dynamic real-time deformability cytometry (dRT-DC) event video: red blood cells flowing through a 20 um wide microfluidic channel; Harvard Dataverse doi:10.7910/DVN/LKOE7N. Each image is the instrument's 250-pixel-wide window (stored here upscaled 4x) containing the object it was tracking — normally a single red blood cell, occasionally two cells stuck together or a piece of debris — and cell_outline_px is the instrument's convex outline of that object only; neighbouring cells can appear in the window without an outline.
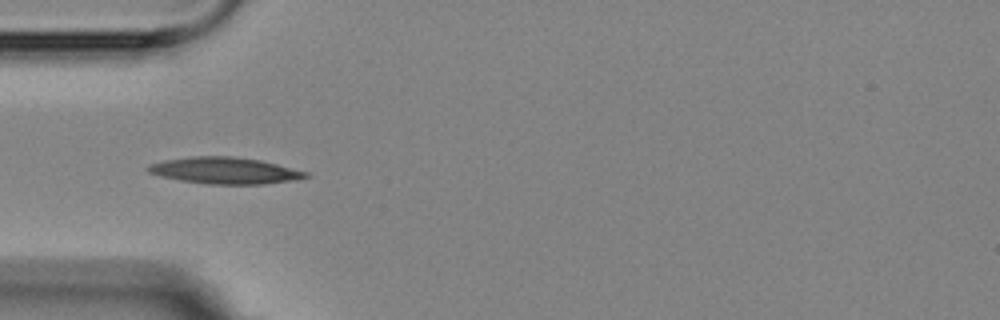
{"species": "Egyptian fruit bat (a non-hibernating species)", "species_latin": "Rousettus aegyptiacus", "temperature_condition": "room temperature", "stored_images_in_passage": 15, "camera_frame_rate_fps": 3000, "um_per_image_px": 0.085, "animal": {"sex": "female"}, "frame": {"image": 1, "passage_image": 4, "time_ms": 3.333, "image_size_px": [1000, 320], "cell_outline_px": [[308, 176], [292, 180], [264, 184], [208, 184], [180, 180], [160, 176], [148, 172], [144, 168], [148, 164], [164, 160], [192, 156], [232, 156], [260, 160], [308, 172]], "centroid_in_image_um": [19.04, 14.49], "position_along_channel_um": 66.0, "area_um2": 24.28}}
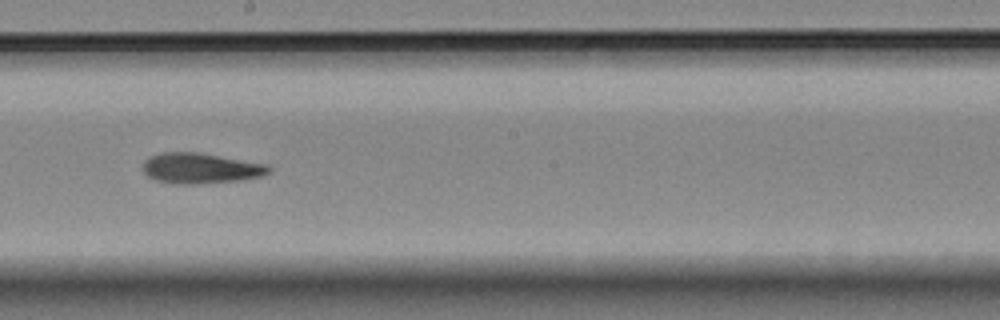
{"frame": {"image": 2, "passage_image": 8, "time_ms": 8.0, "image_size_px": [1000, 320], "cell_outline_px": [[272, 168], [268, 172], [260, 176], [240, 180], [192, 184], [176, 184], [156, 180], [148, 176], [140, 168], [144, 160], [148, 156], [160, 152], [200, 152], [268, 164]], "centroid_in_image_um": [17.0, 14.28], "position_along_channel_um": 231.2, "area_um2": 22.6}}
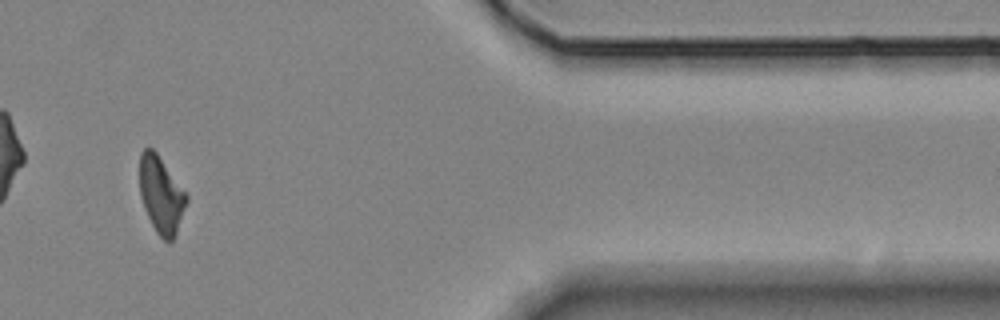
{"frame": {"image": 3, "passage_image": 13, "time_ms": 13.667, "image_size_px": [1000, 320], "cell_outline_px": [[188, 200], [176, 236], [168, 244], [156, 232], [144, 208], [140, 196], [140, 152], [148, 144], [156, 152], [188, 196]], "centroid_in_image_um": [13.69, 16.57], "position_along_channel_um": 397.7, "area_um2": 20.98}, "authors_computed_cell_mechanics": {"area_um2": 21.5016, "velocity_mm_per_s": 3.5321, "shape_relaxation_time_tau1_ms": 6.8085, "shape_relaxation_time_tau2_ms": 3.7776, "deformation_change_tau1": 0.1367, "deformation_change_tau2": 0.1072}}